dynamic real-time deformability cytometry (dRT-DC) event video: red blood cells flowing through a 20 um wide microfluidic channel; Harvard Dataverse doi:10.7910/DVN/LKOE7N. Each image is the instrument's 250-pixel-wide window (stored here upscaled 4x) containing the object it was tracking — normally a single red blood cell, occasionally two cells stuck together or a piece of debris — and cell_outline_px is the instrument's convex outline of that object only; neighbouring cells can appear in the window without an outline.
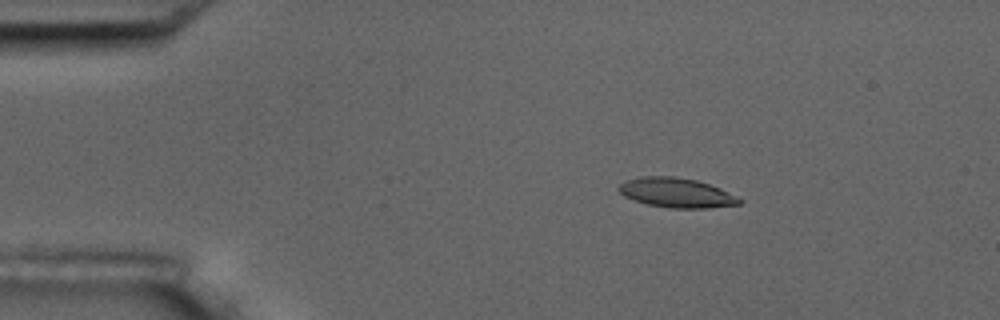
{"species": "common noctule bat (a hibernating species)", "species_latin": "Nyctalus noctula", "temperature_condition": "room temperature", "stored_images_in_passage": 6, "camera_frame_rate_fps": 3000, "um_per_image_px": 0.085, "animal": {"sex": "male", "body_mass_g": 17.5, "forearm_length_mm": 52.3}, "frame": {"image": 1, "passage_image": 3, "time_ms": 2.333, "image_size_px": [1000, 320], "cell_outline_px": [[744, 200], [740, 204], [708, 208], [668, 208], [648, 204], [624, 196], [616, 188], [620, 184], [628, 180], [640, 176], [672, 176], [696, 180], [720, 188]], "centroid_in_image_um": [57.51, 16.38], "position_along_channel_um": 27.5, "area_um2": 20.69}}